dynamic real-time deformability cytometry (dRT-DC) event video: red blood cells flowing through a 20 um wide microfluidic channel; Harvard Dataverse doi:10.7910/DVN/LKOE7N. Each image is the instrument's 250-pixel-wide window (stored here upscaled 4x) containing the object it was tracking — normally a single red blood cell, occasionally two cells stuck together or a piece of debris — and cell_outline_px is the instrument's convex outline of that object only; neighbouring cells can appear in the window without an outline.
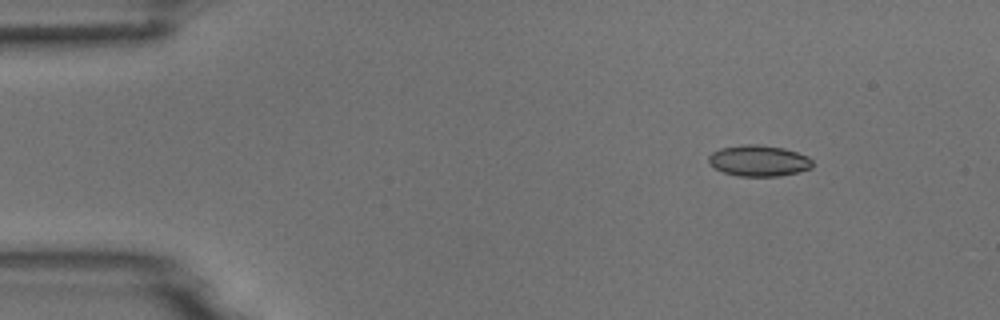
{"species": "common noctule bat (a hibernating species)", "species_latin": "Nyctalus noctula", "temperature_condition": "room temperature", "stored_images_in_passage": 5, "camera_frame_rate_fps": 3000, "um_per_image_px": 0.085, "animal": {"sex": "male", "body_mass_g": 18.8}, "frame": {"image": 1, "passage_image": 2, "time_ms": 0.333, "image_size_px": [1000, 320], "cell_outline_px": [[812, 168], [780, 176], [740, 176], [724, 172], [708, 164], [708, 156], [712, 152], [720, 148], [744, 144], [760, 144], [784, 148], [808, 156], [812, 160]], "centroid_in_image_um": [64.48, 13.65], "position_along_channel_um": 20.5, "area_um2": 18.84}}
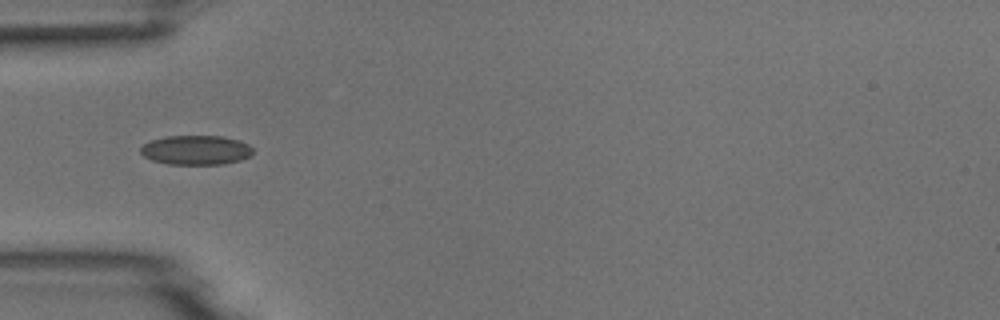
{"frame": {"image": 2, "passage_image": 5, "time_ms": 1.333, "image_size_px": [1000, 320], "cell_outline_px": [[252, 156], [240, 160], [224, 164], [168, 164], [152, 160], [144, 156], [140, 152], [140, 148], [144, 144], [152, 140], [164, 136], [224, 136], [240, 140], [248, 144], [252, 148]], "centroid_in_image_um": [16.68, 12.75], "position_along_channel_um": 68.3, "area_um2": 19.36}}